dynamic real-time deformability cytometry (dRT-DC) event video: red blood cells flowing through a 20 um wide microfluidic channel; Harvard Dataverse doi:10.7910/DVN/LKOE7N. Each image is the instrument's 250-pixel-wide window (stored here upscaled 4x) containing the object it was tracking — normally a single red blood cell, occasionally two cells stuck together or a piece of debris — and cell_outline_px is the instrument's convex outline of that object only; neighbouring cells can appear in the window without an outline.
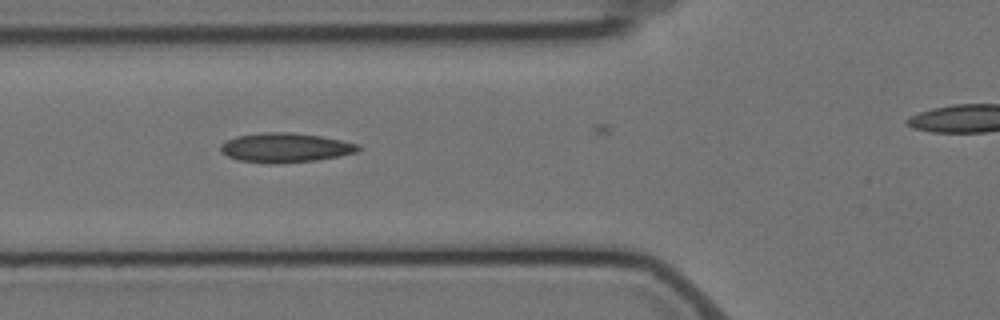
{"species": "Egyptian fruit bat (a non-hibernating species)", "species_latin": "Rousettus aegyptiacus", "temperature_condition": "cold", "stored_images_in_passage": 9, "segment_of_instrument_passage": [1, 2], "camera_frame_rate_fps": 3000, "um_per_image_px": 0.085, "animal": {"sex": "female"}, "frame": {"image": 1, "passage_image": 7, "time_ms": 7.0, "image_size_px": [1000, 320], "cell_outline_px": [[360, 148], [356, 152], [340, 156], [316, 160], [276, 164], [268, 164], [236, 160], [220, 152], [220, 144], [224, 140], [236, 136], [264, 132], [292, 132], [320, 136], [360, 144]], "centroid_in_image_um": [24.2, 12.56], "position_along_channel_um": 101.6, "area_um2": 23.87}}
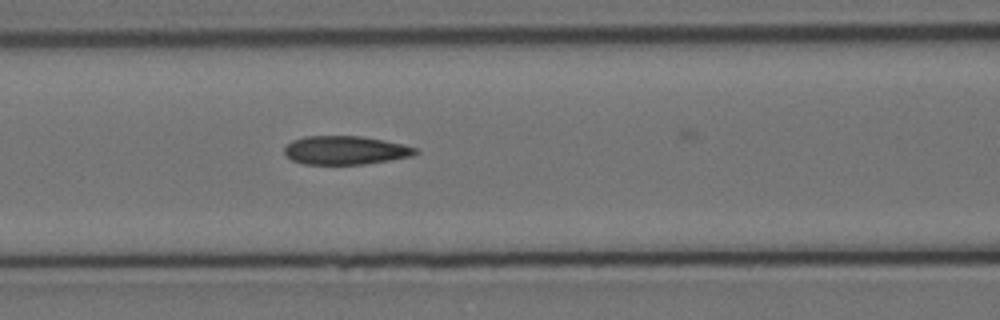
{"frame": {"image": 2, "passage_image": 8, "time_ms": 8.0, "image_size_px": [1000, 320], "cell_outline_px": [[420, 152], [412, 156], [364, 164], [304, 164], [292, 160], [284, 156], [284, 148], [292, 140], [304, 136], [360, 136], [384, 140], [404, 144], [420, 148]], "centroid_in_image_um": [29.37, 12.77], "position_along_channel_um": 137.2, "area_um2": 22.02}}